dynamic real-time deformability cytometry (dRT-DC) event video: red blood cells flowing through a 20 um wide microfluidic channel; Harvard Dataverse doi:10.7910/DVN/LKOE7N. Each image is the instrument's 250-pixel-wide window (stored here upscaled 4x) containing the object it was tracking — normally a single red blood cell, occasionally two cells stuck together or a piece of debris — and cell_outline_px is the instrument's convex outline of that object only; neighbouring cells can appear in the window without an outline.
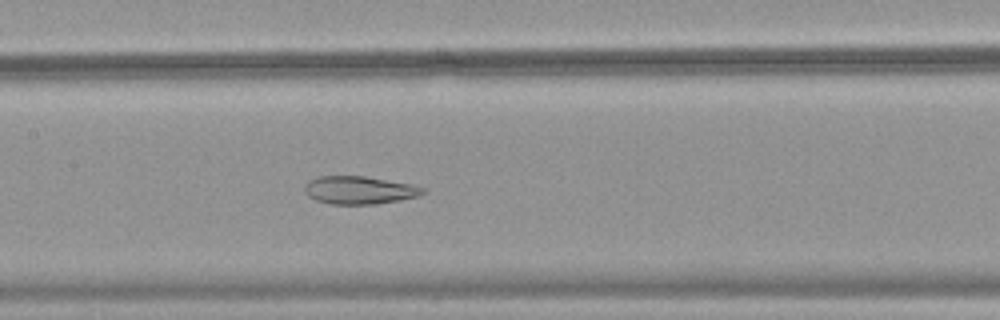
{"species": "common noctule bat (a hibernating species)", "species_latin": "Nyctalus noctula", "temperature_condition": "warm", "stored_images_in_passage": 51, "camera_frame_rate_fps": 3000, "um_per_image_px": 0.085, "animal": {"sex": "female", "body_mass_g": 18.4}, "frame": {"image": 1, "passage_image": 26, "time_ms": 8.333, "image_size_px": [1000, 320], "cell_outline_px": [[428, 188], [424, 192], [416, 196], [400, 200], [376, 204], [332, 204], [316, 200], [308, 196], [304, 192], [304, 184], [308, 180], [320, 176], [364, 176], [412, 184]], "centroid_in_image_um": [30.53, 16.15], "position_along_channel_um": 176.9, "area_um2": 19.31}}
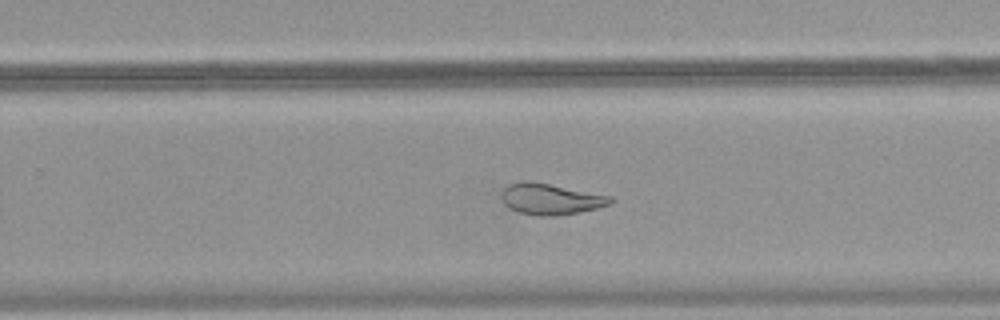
{"frame": {"image": 2, "passage_image": 34, "time_ms": 11.0, "image_size_px": [1000, 320], "cell_outline_px": [[616, 200], [608, 204], [596, 208], [560, 216], [540, 216], [520, 212], [508, 208], [500, 200], [500, 192], [508, 184], [524, 180], [528, 180], [612, 196]], "centroid_in_image_um": [46.75, 16.91], "position_along_channel_um": 283.1, "area_um2": 19.88}}
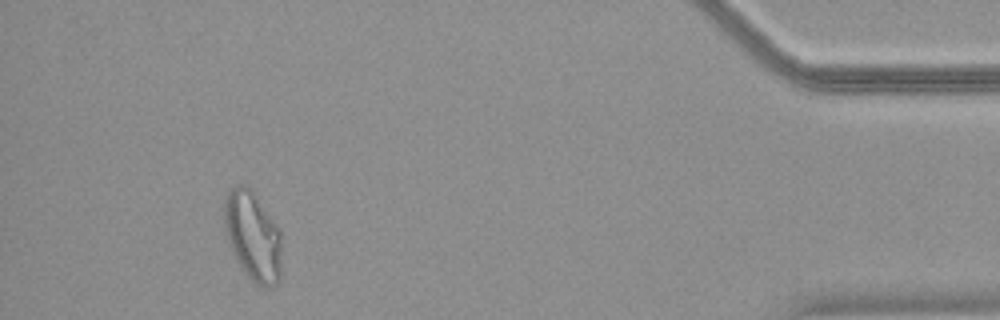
{"frame": {"image": 3, "passage_image": 48, "time_ms": 15.667, "image_size_px": [1000, 320], "cell_outline_px": [[280, 280], [272, 288], [264, 288], [252, 280], [240, 268], [232, 252], [224, 228], [224, 196], [236, 184], [248, 184], [252, 188], [280, 228]], "centroid_in_image_um": [21.48, 20.03], "position_along_channel_um": 413.7, "area_um2": 30.46}}